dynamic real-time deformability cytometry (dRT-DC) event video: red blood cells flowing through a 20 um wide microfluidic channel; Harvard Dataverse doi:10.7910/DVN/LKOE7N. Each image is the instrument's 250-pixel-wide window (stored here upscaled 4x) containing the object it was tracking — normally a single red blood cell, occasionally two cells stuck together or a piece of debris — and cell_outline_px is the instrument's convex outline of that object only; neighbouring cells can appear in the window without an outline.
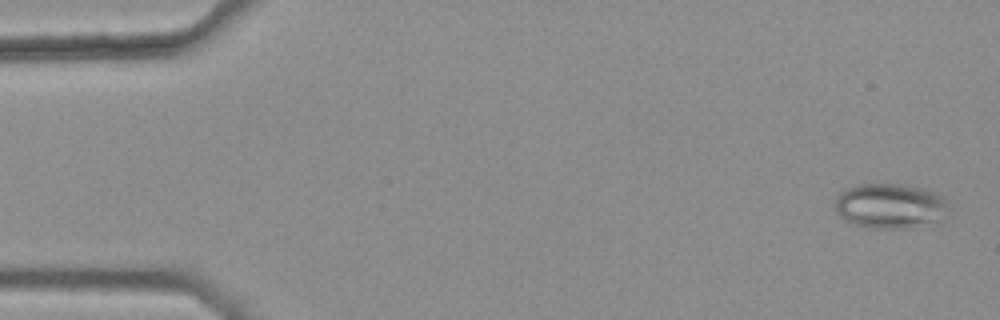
{"species": "common noctule bat (a hibernating species)", "species_latin": "Nyctalus noctula", "temperature_condition": "warm", "stored_images_in_passage": 5, "camera_frame_rate_fps": 3000, "um_per_image_px": 0.085, "animal": {"sex": "female", "body_mass_g": 25.1}, "frame": {"image": 1, "passage_image": 1, "time_ms": 0.0, "image_size_px": [1000, 320], "cell_outline_px": [[944, 204], [940, 220], [936, 224], [912, 228], [872, 228], [852, 224], [836, 208], [836, 200], [840, 192], [856, 184], [896, 184], [924, 188], [936, 192], [944, 196]], "centroid_in_image_um": [75.67, 17.51], "position_along_channel_um": 9.3, "area_um2": 29.36}}